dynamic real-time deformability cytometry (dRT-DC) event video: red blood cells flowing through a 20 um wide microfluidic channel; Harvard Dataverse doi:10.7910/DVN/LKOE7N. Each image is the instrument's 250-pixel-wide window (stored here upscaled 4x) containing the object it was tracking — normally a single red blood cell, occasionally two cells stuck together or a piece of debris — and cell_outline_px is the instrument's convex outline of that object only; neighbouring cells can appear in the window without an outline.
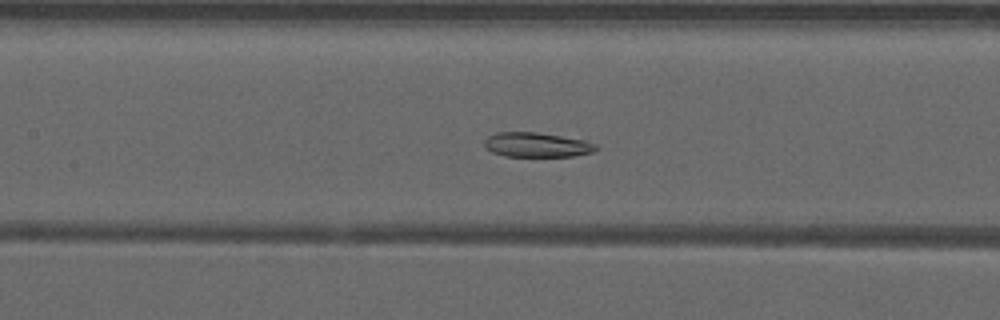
{"species": "common noctule bat (a hibernating species)", "species_latin": "Nyctalus noctula", "temperature_condition": "warm", "stored_images_in_passage": 39, "camera_frame_rate_fps": 3000, "um_per_image_px": 0.085, "animal": {"sex": "male", "forearm_length_mm": 52.5}, "frame": {"image": 1, "passage_image": 11, "time_ms": 3.333, "image_size_px": [1000, 320], "cell_outline_px": [[600, 148], [592, 152], [572, 156], [504, 156], [492, 152], [484, 148], [484, 140], [488, 136], [496, 132], [536, 132], [584, 140], [596, 144]], "centroid_in_image_um": [45.59, 12.31], "position_along_channel_um": 161.8, "area_um2": 16.01}}
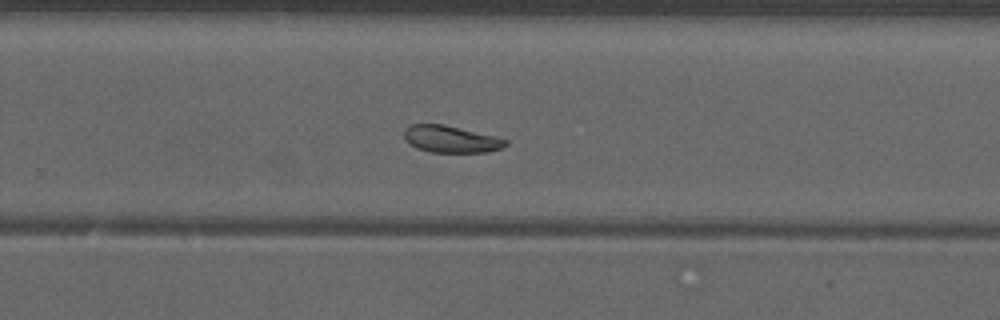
{"frame": {"image": 2, "passage_image": 21, "time_ms": 6.667, "image_size_px": [1000, 320], "cell_outline_px": [[508, 144], [500, 148], [488, 152], [432, 152], [416, 148], [404, 136], [404, 128], [408, 124], [444, 124], [496, 136], [508, 140]], "centroid_in_image_um": [38.34, 11.81], "position_along_channel_um": 291.5, "area_um2": 15.9}}
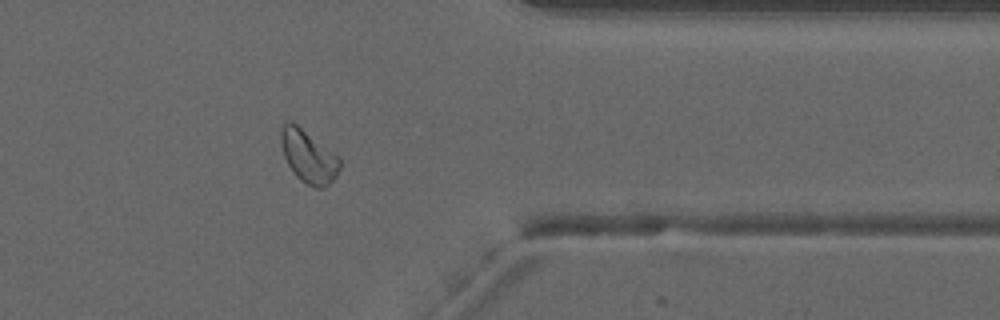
{"frame": {"image": 3, "passage_image": 29, "time_ms": 9.333, "image_size_px": [1000, 320], "cell_outline_px": [[340, 168], [336, 176], [324, 188], [316, 188], [300, 180], [292, 172], [284, 156], [280, 144], [280, 128], [288, 120], [292, 120], [340, 156]], "centroid_in_image_um": [26.2, 13.26], "position_along_channel_um": 385.2, "area_um2": 18.38}, "authors_computed_cell_mechanics": {"area_um2": 17.2822, "velocity_mm_per_s": 3.9124, "shape_relaxation_time_tau1_ms": null, "shape_relaxation_time_tau2_ms": 6.9942, "deformation_change_tau1": null, "deformation_change_tau2": 0.0986}}